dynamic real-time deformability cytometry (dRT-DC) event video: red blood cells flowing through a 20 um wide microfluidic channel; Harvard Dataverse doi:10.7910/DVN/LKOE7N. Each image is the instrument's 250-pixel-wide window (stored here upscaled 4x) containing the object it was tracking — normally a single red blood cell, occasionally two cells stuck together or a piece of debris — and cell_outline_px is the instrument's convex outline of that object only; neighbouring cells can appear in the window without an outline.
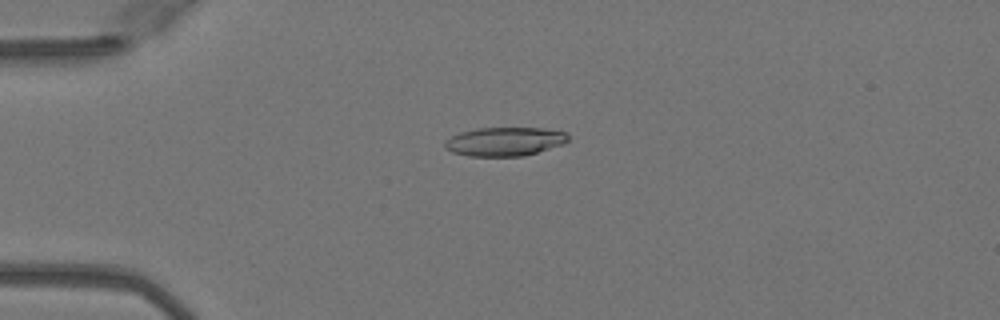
{"species": "Egyptian fruit bat (a non-hibernating species)", "species_latin": "Rousettus aegyptiacus", "temperature_condition": "warm", "stored_images_in_passage": 42, "camera_frame_rate_fps": 3000, "um_per_image_px": 0.085, "animal": {"sex": "female"}, "frame": {"image": 1, "passage_image": 5, "time_ms": 1.333, "image_size_px": [1000, 320], "cell_outline_px": [[568, 140], [564, 144], [524, 156], [468, 156], [452, 152], [444, 148], [444, 140], [460, 132], [476, 128], [544, 128], [568, 132]], "centroid_in_image_um": [42.89, 12.03], "position_along_channel_um": 42.1, "area_um2": 20.87}}
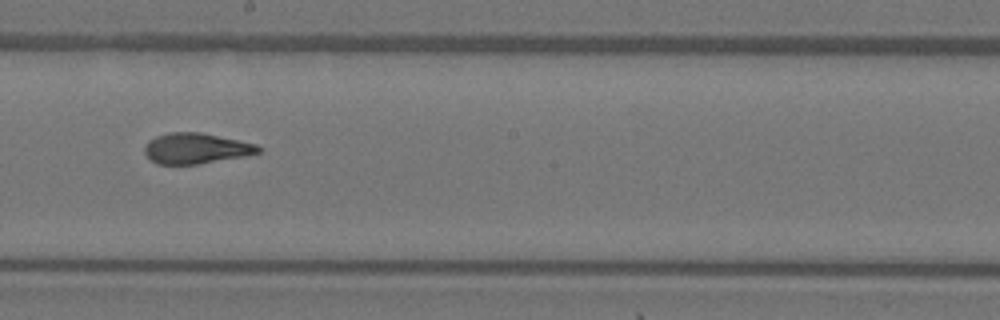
{"frame": {"image": 2, "passage_image": 21, "time_ms": 6.667, "image_size_px": [1000, 320], "cell_outline_px": [[264, 148], [260, 152], [248, 156], [200, 164], [156, 164], [144, 152], [144, 148], [148, 140], [156, 136], [168, 132], [200, 132], [256, 144]], "centroid_in_image_um": [16.69, 12.62], "position_along_channel_um": 231.5, "area_um2": 20.46}}
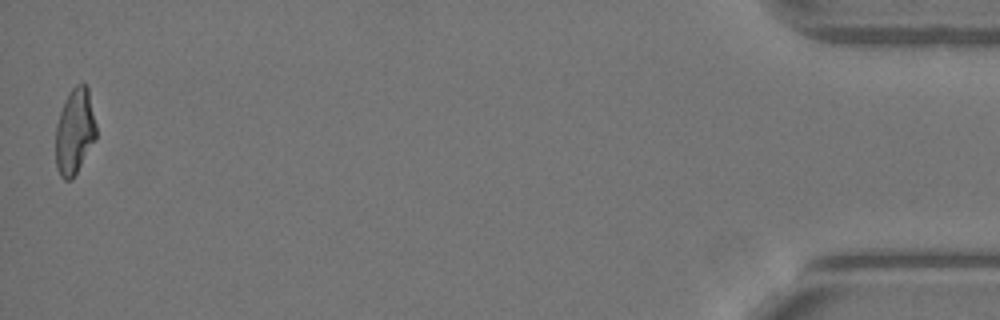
{"frame": {"image": 3, "passage_image": 42, "time_ms": 13.667, "image_size_px": [1000, 320], "cell_outline_px": [[96, 140], [72, 180], [64, 180], [60, 176], [56, 168], [56, 124], [64, 100], [68, 92], [76, 84], [88, 84], [96, 124]], "centroid_in_image_um": [6.36, 11.16], "position_along_channel_um": 428.8, "area_um2": 20.63}, "authors_computed_cell_mechanics": {"area_um2": 20.7791, "velocity_mm_per_s": 4.0921, "shape_relaxation_time_tau1_ms": 5.7643, "shape_relaxation_time_tau2_ms": 1.2861, "deformation_change_tau1": 0.2511, "deformation_change_tau2": 0.0987}}